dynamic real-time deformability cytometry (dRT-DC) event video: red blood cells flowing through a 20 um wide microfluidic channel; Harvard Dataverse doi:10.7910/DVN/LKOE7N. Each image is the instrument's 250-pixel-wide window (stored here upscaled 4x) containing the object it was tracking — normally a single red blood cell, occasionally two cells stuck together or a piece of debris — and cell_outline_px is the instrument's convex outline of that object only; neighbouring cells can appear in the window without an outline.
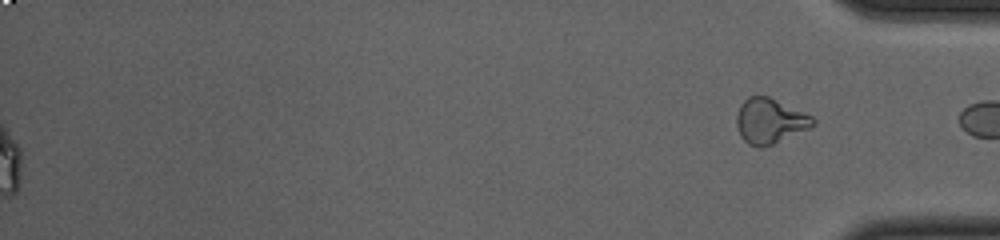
{"species": "common noctule bat (a hibernating species)", "species_latin": "Nyctalus noctula", "temperature_condition": "cold", "stored_images_in_passage": 54, "segment_of_instrument_passage": [2, 2], "camera_frame_rate_fps": 3000, "um_per_image_px": 0.085, "animal": {"sex": "female", "body_mass_g": 23.0, "forearm_length_mm": 53.4}, "frame": {"image": 1, "passage_image": 54, "time_ms": 17.667, "image_size_px": [1000, 240], "cell_outline_px": [[816, 124], [808, 128], [764, 148], [760, 148], [748, 144], [740, 136], [736, 124], [736, 116], [740, 104], [748, 96], [768, 96], [812, 116], [816, 120]], "centroid_in_image_um": [65.4, 10.29], "position_along_channel_um": 369.8, "area_um2": 20.0}}